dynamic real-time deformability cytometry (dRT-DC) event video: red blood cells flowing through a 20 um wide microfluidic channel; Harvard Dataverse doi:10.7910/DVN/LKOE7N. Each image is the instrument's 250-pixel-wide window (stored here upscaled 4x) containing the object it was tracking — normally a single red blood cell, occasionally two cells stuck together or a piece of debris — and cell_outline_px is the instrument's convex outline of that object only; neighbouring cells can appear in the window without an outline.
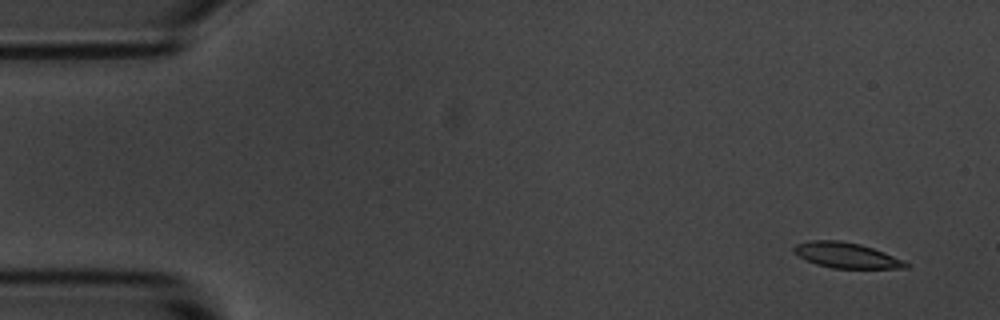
{"species": "common noctule bat (a hibernating species)", "species_latin": "Nyctalus noctula", "temperature_condition": "room temperature", "stored_images_in_passage": 5, "camera_frame_rate_fps": 3000, "um_per_image_px": 0.085, "animal": {"sex": "male", "body_mass_g": 20.1, "forearm_length_mm": 53.5}, "frame": {"image": 1, "passage_image": 2, "time_ms": 1.0, "image_size_px": [1000, 320], "cell_outline_px": [[912, 264], [908, 268], [832, 268], [816, 264], [792, 252], [792, 248], [796, 244], [808, 240], [840, 240], [860, 244], [884, 252], [904, 260]], "centroid_in_image_um": [71.95, 21.69], "position_along_channel_um": 13.0, "area_um2": 16.65}}